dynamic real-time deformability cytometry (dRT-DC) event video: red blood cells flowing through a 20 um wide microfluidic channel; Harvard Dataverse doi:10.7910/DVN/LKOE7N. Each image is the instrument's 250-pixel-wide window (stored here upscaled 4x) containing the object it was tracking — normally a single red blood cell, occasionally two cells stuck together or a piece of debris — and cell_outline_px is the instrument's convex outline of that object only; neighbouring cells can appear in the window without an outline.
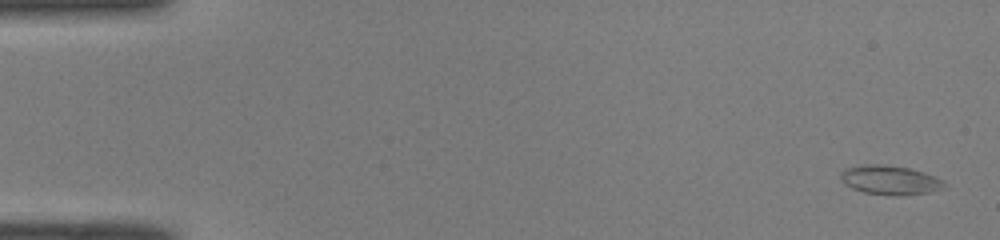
{"species": "common noctule bat (a hibernating species)", "species_latin": "Nyctalus noctula", "temperature_condition": "room temperature", "stored_images_in_passage": 50, "camera_frame_rate_fps": 3000, "um_per_image_px": 0.085, "animal": {"sex": "male", "body_mass_g": 19.0, "forearm_length_mm": 50.8}, "frame": {"image": 1, "passage_image": 2, "time_ms": 0.333, "image_size_px": [1000, 240], "cell_outline_px": [[948, 184], [944, 188], [928, 192], [864, 192], [852, 188], [844, 184], [840, 176], [840, 172], [844, 168], [864, 164], [884, 164], [908, 168], [924, 172]], "centroid_in_image_um": [75.58, 15.23], "position_along_channel_um": 9.4, "area_um2": 16.65}}
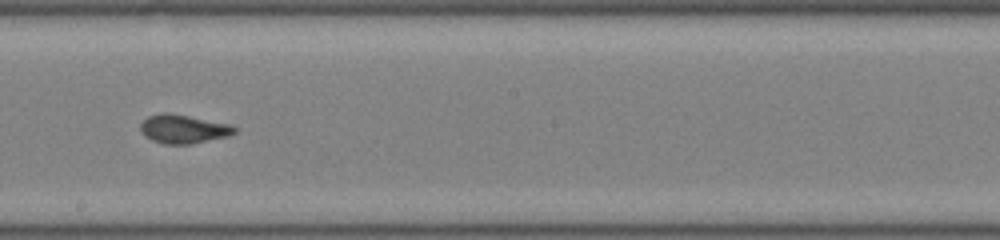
{"frame": {"image": 2, "passage_image": 29, "time_ms": 9.333, "image_size_px": [1000, 240], "cell_outline_px": [[236, 132], [228, 136], [192, 144], [164, 144], [152, 140], [144, 136], [140, 128], [140, 124], [148, 116], [164, 112], [168, 112], [232, 124], [236, 128]], "centroid_in_image_um": [15.59, 10.96], "position_along_channel_um": 232.6, "area_um2": 15.84}}
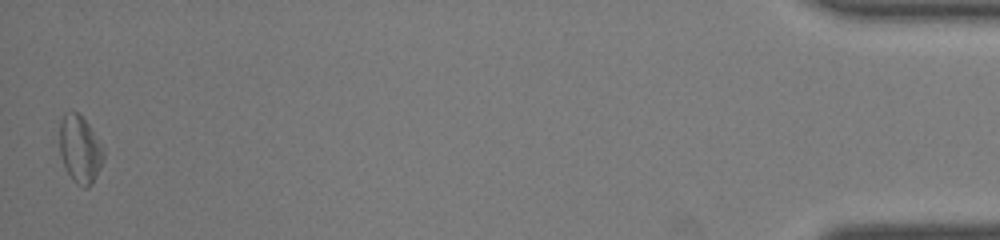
{"frame": {"image": 3, "passage_image": 50, "time_ms": 16.333, "image_size_px": [1000, 240], "cell_outline_px": [[104, 160], [92, 184], [88, 188], [84, 188], [76, 184], [72, 180], [64, 168], [60, 156], [60, 120], [64, 112], [76, 112], [88, 124], [104, 148]], "centroid_in_image_um": [6.79, 12.73], "position_along_channel_um": 428.4, "area_um2": 17.46}, "authors_computed_cell_mechanics": {"area_um2": 15.9239, "velocity_mm_per_s": 4.0787, "shape_relaxation_time_tau1_ms": 5.0493, "shape_relaxation_time_tau2_ms": 1.6097, "deformation_change_tau1": 0.1456, "deformation_change_tau2": 0.0552}}